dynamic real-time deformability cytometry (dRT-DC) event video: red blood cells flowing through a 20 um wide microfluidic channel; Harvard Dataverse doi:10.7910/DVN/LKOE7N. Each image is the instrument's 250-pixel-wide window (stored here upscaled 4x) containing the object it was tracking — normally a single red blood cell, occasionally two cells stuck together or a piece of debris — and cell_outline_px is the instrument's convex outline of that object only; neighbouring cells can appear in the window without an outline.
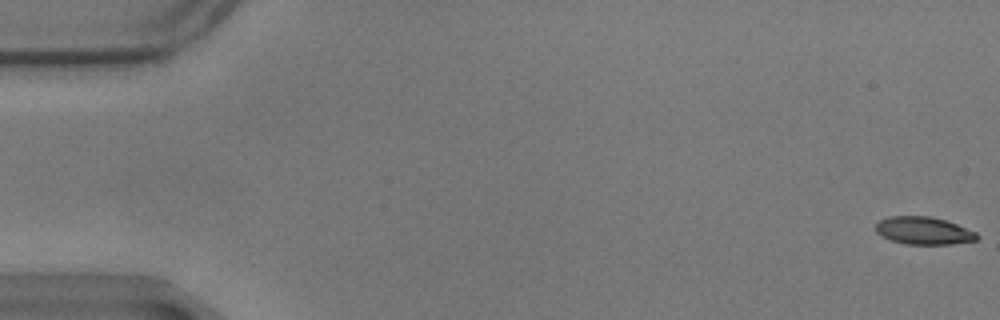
{"species": "common noctule bat (a hibernating species)", "species_latin": "Nyctalus noctula", "temperature_condition": "warm", "stored_images_in_passage": 14, "camera_frame_rate_fps": 3000, "um_per_image_px": 0.085, "animal": {"sex": "male", "body_mass_g": 17.9}, "frame": {"image": 1, "passage_image": 1, "time_ms": 0.0, "image_size_px": [1000, 320], "cell_outline_px": [[980, 236], [976, 240], [952, 244], [908, 244], [892, 240], [880, 236], [876, 232], [876, 224], [880, 220], [888, 216], [928, 216], [944, 220], [956, 224], [976, 232]], "centroid_in_image_um": [78.5, 19.61], "position_along_channel_um": 6.5, "area_um2": 16.18}}